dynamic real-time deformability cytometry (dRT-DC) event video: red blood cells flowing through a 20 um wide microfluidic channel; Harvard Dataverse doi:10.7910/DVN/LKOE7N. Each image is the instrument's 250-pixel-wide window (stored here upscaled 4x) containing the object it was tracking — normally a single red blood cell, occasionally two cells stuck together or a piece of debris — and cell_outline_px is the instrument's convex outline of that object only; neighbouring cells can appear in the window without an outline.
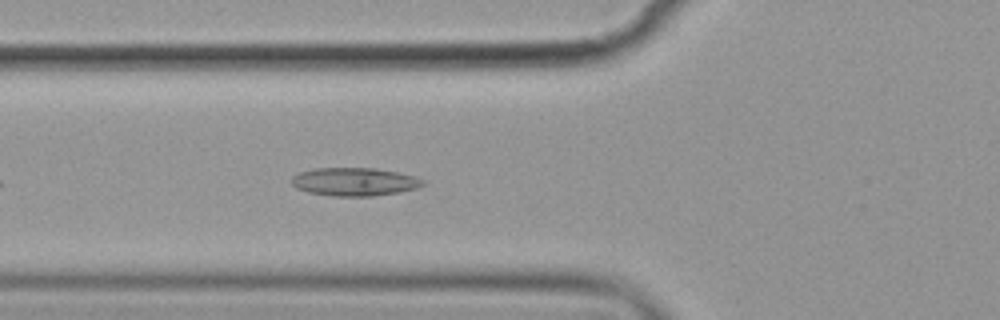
{"species": "common noctule bat (a hibernating species)", "species_latin": "Nyctalus noctula", "temperature_condition": "cold", "stored_images_in_passage": 6, "camera_frame_rate_fps": 3000, "um_per_image_px": 0.085, "animal": {"sex": "female", "body_mass_g": 19.9}, "frame": {"image": 1, "passage_image": 6, "time_ms": 6.667, "image_size_px": [1000, 320], "cell_outline_px": [[424, 184], [416, 188], [400, 192], [372, 196], [332, 196], [308, 192], [296, 188], [292, 184], [292, 176], [300, 172], [316, 168], [376, 168], [416, 176], [424, 180]], "centroid_in_image_um": [30.13, 15.45], "position_along_channel_um": 95.7, "area_um2": 21.56}}